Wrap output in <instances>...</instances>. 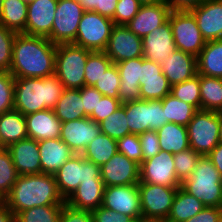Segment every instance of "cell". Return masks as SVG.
Here are the masks:
<instances>
[{"instance_id":"ba28073f","label":"cell","mask_w":222,"mask_h":222,"mask_svg":"<svg viewBox=\"0 0 222 222\" xmlns=\"http://www.w3.org/2000/svg\"><path fill=\"white\" fill-rule=\"evenodd\" d=\"M114 26L112 19L95 11H85L73 44L92 52L105 51Z\"/></svg>"},{"instance_id":"f5cc1de1","label":"cell","mask_w":222,"mask_h":222,"mask_svg":"<svg viewBox=\"0 0 222 222\" xmlns=\"http://www.w3.org/2000/svg\"><path fill=\"white\" fill-rule=\"evenodd\" d=\"M79 90L81 92L85 115L89 117L93 113V110H96L98 101L101 100L103 95L91 86H83Z\"/></svg>"},{"instance_id":"2e32d148","label":"cell","mask_w":222,"mask_h":222,"mask_svg":"<svg viewBox=\"0 0 222 222\" xmlns=\"http://www.w3.org/2000/svg\"><path fill=\"white\" fill-rule=\"evenodd\" d=\"M139 167L138 163L117 152L100 167L101 179L105 187L138 184Z\"/></svg>"},{"instance_id":"11a10c76","label":"cell","mask_w":222,"mask_h":222,"mask_svg":"<svg viewBox=\"0 0 222 222\" xmlns=\"http://www.w3.org/2000/svg\"><path fill=\"white\" fill-rule=\"evenodd\" d=\"M151 78H166L162 73L161 65L151 60L142 57V66L140 67V85L143 84L144 79Z\"/></svg>"},{"instance_id":"8992f818","label":"cell","mask_w":222,"mask_h":222,"mask_svg":"<svg viewBox=\"0 0 222 222\" xmlns=\"http://www.w3.org/2000/svg\"><path fill=\"white\" fill-rule=\"evenodd\" d=\"M220 113L197 110L186 126L190 148L207 156L219 143Z\"/></svg>"},{"instance_id":"277c9868","label":"cell","mask_w":222,"mask_h":222,"mask_svg":"<svg viewBox=\"0 0 222 222\" xmlns=\"http://www.w3.org/2000/svg\"><path fill=\"white\" fill-rule=\"evenodd\" d=\"M181 188L207 207H221L222 177L208 156H200L190 177L181 183Z\"/></svg>"},{"instance_id":"f546056e","label":"cell","mask_w":222,"mask_h":222,"mask_svg":"<svg viewBox=\"0 0 222 222\" xmlns=\"http://www.w3.org/2000/svg\"><path fill=\"white\" fill-rule=\"evenodd\" d=\"M156 132L161 151L175 154L190 148L186 126L169 122Z\"/></svg>"},{"instance_id":"89a4df30","label":"cell","mask_w":222,"mask_h":222,"mask_svg":"<svg viewBox=\"0 0 222 222\" xmlns=\"http://www.w3.org/2000/svg\"><path fill=\"white\" fill-rule=\"evenodd\" d=\"M2 5H3V0H0V14H1V10H2Z\"/></svg>"},{"instance_id":"e7e4bbea","label":"cell","mask_w":222,"mask_h":222,"mask_svg":"<svg viewBox=\"0 0 222 222\" xmlns=\"http://www.w3.org/2000/svg\"><path fill=\"white\" fill-rule=\"evenodd\" d=\"M141 5H154L159 3H164V0H138Z\"/></svg>"},{"instance_id":"f1b7e54d","label":"cell","mask_w":222,"mask_h":222,"mask_svg":"<svg viewBox=\"0 0 222 222\" xmlns=\"http://www.w3.org/2000/svg\"><path fill=\"white\" fill-rule=\"evenodd\" d=\"M27 137L26 119L21 112L11 110L0 115L1 148H8Z\"/></svg>"},{"instance_id":"83f0119b","label":"cell","mask_w":222,"mask_h":222,"mask_svg":"<svg viewBox=\"0 0 222 222\" xmlns=\"http://www.w3.org/2000/svg\"><path fill=\"white\" fill-rule=\"evenodd\" d=\"M196 63L197 74L222 79V39L206 41Z\"/></svg>"},{"instance_id":"4dcf8cb0","label":"cell","mask_w":222,"mask_h":222,"mask_svg":"<svg viewBox=\"0 0 222 222\" xmlns=\"http://www.w3.org/2000/svg\"><path fill=\"white\" fill-rule=\"evenodd\" d=\"M61 122L87 117L84 112L81 92L79 89H64L53 109Z\"/></svg>"},{"instance_id":"8fae6325","label":"cell","mask_w":222,"mask_h":222,"mask_svg":"<svg viewBox=\"0 0 222 222\" xmlns=\"http://www.w3.org/2000/svg\"><path fill=\"white\" fill-rule=\"evenodd\" d=\"M84 12L76 0H58L52 31L47 38L55 45L74 43Z\"/></svg>"},{"instance_id":"7c38bea8","label":"cell","mask_w":222,"mask_h":222,"mask_svg":"<svg viewBox=\"0 0 222 222\" xmlns=\"http://www.w3.org/2000/svg\"><path fill=\"white\" fill-rule=\"evenodd\" d=\"M179 187L138 183L142 217H168Z\"/></svg>"},{"instance_id":"8d00e7d4","label":"cell","mask_w":222,"mask_h":222,"mask_svg":"<svg viewBox=\"0 0 222 222\" xmlns=\"http://www.w3.org/2000/svg\"><path fill=\"white\" fill-rule=\"evenodd\" d=\"M63 205L35 206L15 215V222H59Z\"/></svg>"},{"instance_id":"7bdbcfd3","label":"cell","mask_w":222,"mask_h":222,"mask_svg":"<svg viewBox=\"0 0 222 222\" xmlns=\"http://www.w3.org/2000/svg\"><path fill=\"white\" fill-rule=\"evenodd\" d=\"M171 90L167 78L144 79L140 85V99L142 100H162Z\"/></svg>"},{"instance_id":"ac0fdd59","label":"cell","mask_w":222,"mask_h":222,"mask_svg":"<svg viewBox=\"0 0 222 222\" xmlns=\"http://www.w3.org/2000/svg\"><path fill=\"white\" fill-rule=\"evenodd\" d=\"M58 0H34L28 4L23 34L48 37L52 31Z\"/></svg>"},{"instance_id":"ab89813d","label":"cell","mask_w":222,"mask_h":222,"mask_svg":"<svg viewBox=\"0 0 222 222\" xmlns=\"http://www.w3.org/2000/svg\"><path fill=\"white\" fill-rule=\"evenodd\" d=\"M99 124L101 132L115 140L130 134L125 109L122 105Z\"/></svg>"},{"instance_id":"e0dca14e","label":"cell","mask_w":222,"mask_h":222,"mask_svg":"<svg viewBox=\"0 0 222 222\" xmlns=\"http://www.w3.org/2000/svg\"><path fill=\"white\" fill-rule=\"evenodd\" d=\"M100 132V124L85 117L62 122L60 139L69 146L74 154H82Z\"/></svg>"},{"instance_id":"44dd1931","label":"cell","mask_w":222,"mask_h":222,"mask_svg":"<svg viewBox=\"0 0 222 222\" xmlns=\"http://www.w3.org/2000/svg\"><path fill=\"white\" fill-rule=\"evenodd\" d=\"M171 9L165 3L141 5L137 14L126 25L134 34L144 38L168 21Z\"/></svg>"},{"instance_id":"52a82bcc","label":"cell","mask_w":222,"mask_h":222,"mask_svg":"<svg viewBox=\"0 0 222 222\" xmlns=\"http://www.w3.org/2000/svg\"><path fill=\"white\" fill-rule=\"evenodd\" d=\"M53 175L64 201L73 194L81 181L102 180L100 166L86 160L82 154H73Z\"/></svg>"},{"instance_id":"91938a15","label":"cell","mask_w":222,"mask_h":222,"mask_svg":"<svg viewBox=\"0 0 222 222\" xmlns=\"http://www.w3.org/2000/svg\"><path fill=\"white\" fill-rule=\"evenodd\" d=\"M222 177V142L207 155Z\"/></svg>"},{"instance_id":"6da1fadb","label":"cell","mask_w":222,"mask_h":222,"mask_svg":"<svg viewBox=\"0 0 222 222\" xmlns=\"http://www.w3.org/2000/svg\"><path fill=\"white\" fill-rule=\"evenodd\" d=\"M56 48L46 37L17 33L10 73L15 78H44L55 74Z\"/></svg>"},{"instance_id":"7dc6e473","label":"cell","mask_w":222,"mask_h":222,"mask_svg":"<svg viewBox=\"0 0 222 222\" xmlns=\"http://www.w3.org/2000/svg\"><path fill=\"white\" fill-rule=\"evenodd\" d=\"M118 152L127 156L139 165L142 163V149L139 136L129 134L117 140Z\"/></svg>"},{"instance_id":"94428289","label":"cell","mask_w":222,"mask_h":222,"mask_svg":"<svg viewBox=\"0 0 222 222\" xmlns=\"http://www.w3.org/2000/svg\"><path fill=\"white\" fill-rule=\"evenodd\" d=\"M84 11H95L99 13V0H76Z\"/></svg>"},{"instance_id":"b9f144b4","label":"cell","mask_w":222,"mask_h":222,"mask_svg":"<svg viewBox=\"0 0 222 222\" xmlns=\"http://www.w3.org/2000/svg\"><path fill=\"white\" fill-rule=\"evenodd\" d=\"M200 156L192 148L173 154L176 176L181 183L190 177Z\"/></svg>"},{"instance_id":"836d02e7","label":"cell","mask_w":222,"mask_h":222,"mask_svg":"<svg viewBox=\"0 0 222 222\" xmlns=\"http://www.w3.org/2000/svg\"><path fill=\"white\" fill-rule=\"evenodd\" d=\"M117 152V140L100 132V134L88 144L82 156L86 160L101 167Z\"/></svg>"},{"instance_id":"bcb514c9","label":"cell","mask_w":222,"mask_h":222,"mask_svg":"<svg viewBox=\"0 0 222 222\" xmlns=\"http://www.w3.org/2000/svg\"><path fill=\"white\" fill-rule=\"evenodd\" d=\"M14 83L10 72H0V115L14 110Z\"/></svg>"},{"instance_id":"681fc988","label":"cell","mask_w":222,"mask_h":222,"mask_svg":"<svg viewBox=\"0 0 222 222\" xmlns=\"http://www.w3.org/2000/svg\"><path fill=\"white\" fill-rule=\"evenodd\" d=\"M138 136L141 142L142 161L152 158L161 151L156 130L145 131Z\"/></svg>"},{"instance_id":"816d5d0a","label":"cell","mask_w":222,"mask_h":222,"mask_svg":"<svg viewBox=\"0 0 222 222\" xmlns=\"http://www.w3.org/2000/svg\"><path fill=\"white\" fill-rule=\"evenodd\" d=\"M92 216L94 222H136V220L131 216L104 208L103 206L93 210Z\"/></svg>"},{"instance_id":"d590c367","label":"cell","mask_w":222,"mask_h":222,"mask_svg":"<svg viewBox=\"0 0 222 222\" xmlns=\"http://www.w3.org/2000/svg\"><path fill=\"white\" fill-rule=\"evenodd\" d=\"M161 101L167 121L178 125L187 126L197 111L192 105L179 100L170 93Z\"/></svg>"},{"instance_id":"f6af8a7d","label":"cell","mask_w":222,"mask_h":222,"mask_svg":"<svg viewBox=\"0 0 222 222\" xmlns=\"http://www.w3.org/2000/svg\"><path fill=\"white\" fill-rule=\"evenodd\" d=\"M17 32L0 25V72H10L13 42Z\"/></svg>"},{"instance_id":"d4e9b609","label":"cell","mask_w":222,"mask_h":222,"mask_svg":"<svg viewBox=\"0 0 222 222\" xmlns=\"http://www.w3.org/2000/svg\"><path fill=\"white\" fill-rule=\"evenodd\" d=\"M120 75L119 100L121 104L140 99V67L142 57L116 63Z\"/></svg>"},{"instance_id":"5bb4252c","label":"cell","mask_w":222,"mask_h":222,"mask_svg":"<svg viewBox=\"0 0 222 222\" xmlns=\"http://www.w3.org/2000/svg\"><path fill=\"white\" fill-rule=\"evenodd\" d=\"M104 52L114 64L143 57L142 38L134 34L126 25H115Z\"/></svg>"},{"instance_id":"9f6ffc18","label":"cell","mask_w":222,"mask_h":222,"mask_svg":"<svg viewBox=\"0 0 222 222\" xmlns=\"http://www.w3.org/2000/svg\"><path fill=\"white\" fill-rule=\"evenodd\" d=\"M220 219H221L220 207L205 206L202 211H200L194 217L189 218L184 222H219Z\"/></svg>"},{"instance_id":"3957f363","label":"cell","mask_w":222,"mask_h":222,"mask_svg":"<svg viewBox=\"0 0 222 222\" xmlns=\"http://www.w3.org/2000/svg\"><path fill=\"white\" fill-rule=\"evenodd\" d=\"M64 89L55 74L44 78H15L14 110L24 116L45 109L53 110Z\"/></svg>"},{"instance_id":"ffe728a7","label":"cell","mask_w":222,"mask_h":222,"mask_svg":"<svg viewBox=\"0 0 222 222\" xmlns=\"http://www.w3.org/2000/svg\"><path fill=\"white\" fill-rule=\"evenodd\" d=\"M143 58L162 65L163 60L168 58L176 50L172 29L169 20L161 27L154 29L143 39Z\"/></svg>"},{"instance_id":"f35d334b","label":"cell","mask_w":222,"mask_h":222,"mask_svg":"<svg viewBox=\"0 0 222 222\" xmlns=\"http://www.w3.org/2000/svg\"><path fill=\"white\" fill-rule=\"evenodd\" d=\"M112 64L104 51L91 52L85 66V86L93 87Z\"/></svg>"},{"instance_id":"484cf974","label":"cell","mask_w":222,"mask_h":222,"mask_svg":"<svg viewBox=\"0 0 222 222\" xmlns=\"http://www.w3.org/2000/svg\"><path fill=\"white\" fill-rule=\"evenodd\" d=\"M41 173L54 174L74 153L60 138L38 141Z\"/></svg>"},{"instance_id":"9a60e30c","label":"cell","mask_w":222,"mask_h":222,"mask_svg":"<svg viewBox=\"0 0 222 222\" xmlns=\"http://www.w3.org/2000/svg\"><path fill=\"white\" fill-rule=\"evenodd\" d=\"M102 206L133 217H142L138 184L105 187Z\"/></svg>"},{"instance_id":"be15d7a7","label":"cell","mask_w":222,"mask_h":222,"mask_svg":"<svg viewBox=\"0 0 222 222\" xmlns=\"http://www.w3.org/2000/svg\"><path fill=\"white\" fill-rule=\"evenodd\" d=\"M136 222H168L166 218L140 217Z\"/></svg>"},{"instance_id":"ee69618b","label":"cell","mask_w":222,"mask_h":222,"mask_svg":"<svg viewBox=\"0 0 222 222\" xmlns=\"http://www.w3.org/2000/svg\"><path fill=\"white\" fill-rule=\"evenodd\" d=\"M120 75L116 64H112L93 86L103 96L119 99Z\"/></svg>"},{"instance_id":"6f0895ef","label":"cell","mask_w":222,"mask_h":222,"mask_svg":"<svg viewBox=\"0 0 222 222\" xmlns=\"http://www.w3.org/2000/svg\"><path fill=\"white\" fill-rule=\"evenodd\" d=\"M205 0H164V3L171 9V11H190L198 7Z\"/></svg>"},{"instance_id":"4316f807","label":"cell","mask_w":222,"mask_h":222,"mask_svg":"<svg viewBox=\"0 0 222 222\" xmlns=\"http://www.w3.org/2000/svg\"><path fill=\"white\" fill-rule=\"evenodd\" d=\"M104 189L102 180L81 181L65 203L74 209L93 211L102 206Z\"/></svg>"},{"instance_id":"db71d44e","label":"cell","mask_w":222,"mask_h":222,"mask_svg":"<svg viewBox=\"0 0 222 222\" xmlns=\"http://www.w3.org/2000/svg\"><path fill=\"white\" fill-rule=\"evenodd\" d=\"M59 222H94V220L92 211L74 209L65 203Z\"/></svg>"},{"instance_id":"60d3db41","label":"cell","mask_w":222,"mask_h":222,"mask_svg":"<svg viewBox=\"0 0 222 222\" xmlns=\"http://www.w3.org/2000/svg\"><path fill=\"white\" fill-rule=\"evenodd\" d=\"M19 174L14 166L12 156L7 148L0 149V194L6 198Z\"/></svg>"},{"instance_id":"a7ac6f4b","label":"cell","mask_w":222,"mask_h":222,"mask_svg":"<svg viewBox=\"0 0 222 222\" xmlns=\"http://www.w3.org/2000/svg\"><path fill=\"white\" fill-rule=\"evenodd\" d=\"M22 1L28 5V4L32 3L34 0H22Z\"/></svg>"},{"instance_id":"30bf717a","label":"cell","mask_w":222,"mask_h":222,"mask_svg":"<svg viewBox=\"0 0 222 222\" xmlns=\"http://www.w3.org/2000/svg\"><path fill=\"white\" fill-rule=\"evenodd\" d=\"M168 20L176 49L197 57L206 40L202 37L194 15L190 11H171Z\"/></svg>"},{"instance_id":"9c48e42d","label":"cell","mask_w":222,"mask_h":222,"mask_svg":"<svg viewBox=\"0 0 222 222\" xmlns=\"http://www.w3.org/2000/svg\"><path fill=\"white\" fill-rule=\"evenodd\" d=\"M126 113L130 134H141L149 130H158L169 123L165 118L161 100H135L121 104Z\"/></svg>"},{"instance_id":"5b68a950","label":"cell","mask_w":222,"mask_h":222,"mask_svg":"<svg viewBox=\"0 0 222 222\" xmlns=\"http://www.w3.org/2000/svg\"><path fill=\"white\" fill-rule=\"evenodd\" d=\"M92 51L70 44L56 48L55 75L66 89H81L85 86V66Z\"/></svg>"},{"instance_id":"f907efd6","label":"cell","mask_w":222,"mask_h":222,"mask_svg":"<svg viewBox=\"0 0 222 222\" xmlns=\"http://www.w3.org/2000/svg\"><path fill=\"white\" fill-rule=\"evenodd\" d=\"M121 106L120 100L108 96H103L96 110H93V113L89 116L93 121L98 124L103 121L107 116L112 114L117 108Z\"/></svg>"},{"instance_id":"e575fe53","label":"cell","mask_w":222,"mask_h":222,"mask_svg":"<svg viewBox=\"0 0 222 222\" xmlns=\"http://www.w3.org/2000/svg\"><path fill=\"white\" fill-rule=\"evenodd\" d=\"M201 110L220 112L222 109V79L199 75Z\"/></svg>"},{"instance_id":"c3c4849f","label":"cell","mask_w":222,"mask_h":222,"mask_svg":"<svg viewBox=\"0 0 222 222\" xmlns=\"http://www.w3.org/2000/svg\"><path fill=\"white\" fill-rule=\"evenodd\" d=\"M141 7L138 0H118V4L113 16L115 25H127L137 14Z\"/></svg>"},{"instance_id":"4fadbf2b","label":"cell","mask_w":222,"mask_h":222,"mask_svg":"<svg viewBox=\"0 0 222 222\" xmlns=\"http://www.w3.org/2000/svg\"><path fill=\"white\" fill-rule=\"evenodd\" d=\"M139 172L142 183L181 187V182L176 176L172 153L160 151L152 158L142 161Z\"/></svg>"},{"instance_id":"03108f58","label":"cell","mask_w":222,"mask_h":222,"mask_svg":"<svg viewBox=\"0 0 222 222\" xmlns=\"http://www.w3.org/2000/svg\"><path fill=\"white\" fill-rule=\"evenodd\" d=\"M219 140L222 142V116L220 115Z\"/></svg>"},{"instance_id":"d6986e66","label":"cell","mask_w":222,"mask_h":222,"mask_svg":"<svg viewBox=\"0 0 222 222\" xmlns=\"http://www.w3.org/2000/svg\"><path fill=\"white\" fill-rule=\"evenodd\" d=\"M190 12L206 41L222 39V0H205Z\"/></svg>"},{"instance_id":"cb8c5ba5","label":"cell","mask_w":222,"mask_h":222,"mask_svg":"<svg viewBox=\"0 0 222 222\" xmlns=\"http://www.w3.org/2000/svg\"><path fill=\"white\" fill-rule=\"evenodd\" d=\"M27 134L36 141L60 138L62 122L54 110L45 109L25 116Z\"/></svg>"},{"instance_id":"1f68e13d","label":"cell","mask_w":222,"mask_h":222,"mask_svg":"<svg viewBox=\"0 0 222 222\" xmlns=\"http://www.w3.org/2000/svg\"><path fill=\"white\" fill-rule=\"evenodd\" d=\"M205 205L195 196L188 194L181 187L173 200L170 213L167 217L168 222H184L194 217L204 209Z\"/></svg>"},{"instance_id":"d6a6232c","label":"cell","mask_w":222,"mask_h":222,"mask_svg":"<svg viewBox=\"0 0 222 222\" xmlns=\"http://www.w3.org/2000/svg\"><path fill=\"white\" fill-rule=\"evenodd\" d=\"M28 5L22 0H3L0 25L17 33L26 29Z\"/></svg>"},{"instance_id":"7a4b0ae2","label":"cell","mask_w":222,"mask_h":222,"mask_svg":"<svg viewBox=\"0 0 222 222\" xmlns=\"http://www.w3.org/2000/svg\"><path fill=\"white\" fill-rule=\"evenodd\" d=\"M53 174L19 175L5 205L16 215L35 206L64 205Z\"/></svg>"},{"instance_id":"680465c9","label":"cell","mask_w":222,"mask_h":222,"mask_svg":"<svg viewBox=\"0 0 222 222\" xmlns=\"http://www.w3.org/2000/svg\"><path fill=\"white\" fill-rule=\"evenodd\" d=\"M118 0H99V14L113 20Z\"/></svg>"},{"instance_id":"74e56055","label":"cell","mask_w":222,"mask_h":222,"mask_svg":"<svg viewBox=\"0 0 222 222\" xmlns=\"http://www.w3.org/2000/svg\"><path fill=\"white\" fill-rule=\"evenodd\" d=\"M170 94L192 105L196 110H201L199 74L182 83L172 85Z\"/></svg>"},{"instance_id":"603a6c76","label":"cell","mask_w":222,"mask_h":222,"mask_svg":"<svg viewBox=\"0 0 222 222\" xmlns=\"http://www.w3.org/2000/svg\"><path fill=\"white\" fill-rule=\"evenodd\" d=\"M162 73L172 86L197 75L196 57L181 50H175L161 65Z\"/></svg>"},{"instance_id":"7402d4cb","label":"cell","mask_w":222,"mask_h":222,"mask_svg":"<svg viewBox=\"0 0 222 222\" xmlns=\"http://www.w3.org/2000/svg\"><path fill=\"white\" fill-rule=\"evenodd\" d=\"M7 149L19 175L41 173L38 141L27 137L11 144Z\"/></svg>"},{"instance_id":"6125c7cd","label":"cell","mask_w":222,"mask_h":222,"mask_svg":"<svg viewBox=\"0 0 222 222\" xmlns=\"http://www.w3.org/2000/svg\"><path fill=\"white\" fill-rule=\"evenodd\" d=\"M0 222H15V215L6 205L0 208Z\"/></svg>"},{"instance_id":"003e7915","label":"cell","mask_w":222,"mask_h":222,"mask_svg":"<svg viewBox=\"0 0 222 222\" xmlns=\"http://www.w3.org/2000/svg\"><path fill=\"white\" fill-rule=\"evenodd\" d=\"M5 205V198L0 194V208Z\"/></svg>"}]
</instances>
